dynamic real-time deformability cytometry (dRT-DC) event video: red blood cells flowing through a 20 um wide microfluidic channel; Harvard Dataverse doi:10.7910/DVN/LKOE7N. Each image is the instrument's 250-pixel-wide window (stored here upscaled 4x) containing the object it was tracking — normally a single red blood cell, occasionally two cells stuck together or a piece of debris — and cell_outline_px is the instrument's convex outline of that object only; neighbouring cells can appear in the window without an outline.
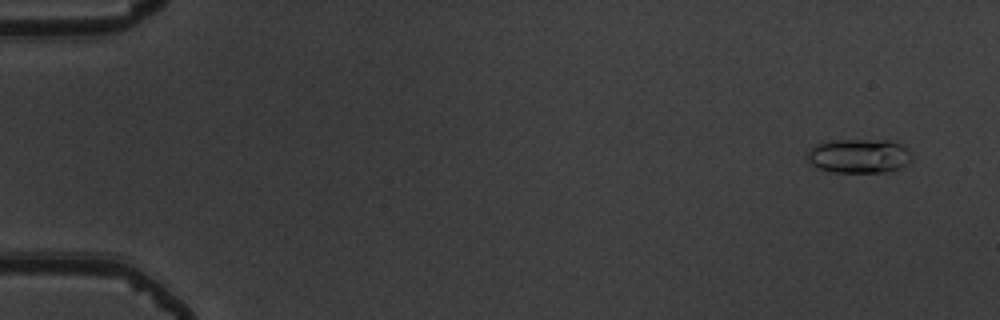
{"species": "common noctule bat (a hibernating species)", "species_latin": "Nyctalus noctula", "temperature_condition": "warm", "stored_images_in_passage": 54, "camera_frame_rate_fps": 3000, "um_per_image_px": 0.085, "animal": {"sex": "male", "body_mass_g": 19.5, "forearm_length_mm": 54.6}, "frame": {"image": 1, "passage_image": 4, "time_ms": 1.0, "image_size_px": [1000, 320], "cell_outline_px": [[912, 160], [908, 164], [900, 168], [884, 172], [832, 172], [816, 168], [808, 160], [808, 152], [816, 144], [832, 140], [888, 140], [900, 144], [908, 148], [912, 156]], "centroid_in_image_um": [73.04, 13.26], "position_along_channel_um": 12.0, "area_um2": 20.92}}
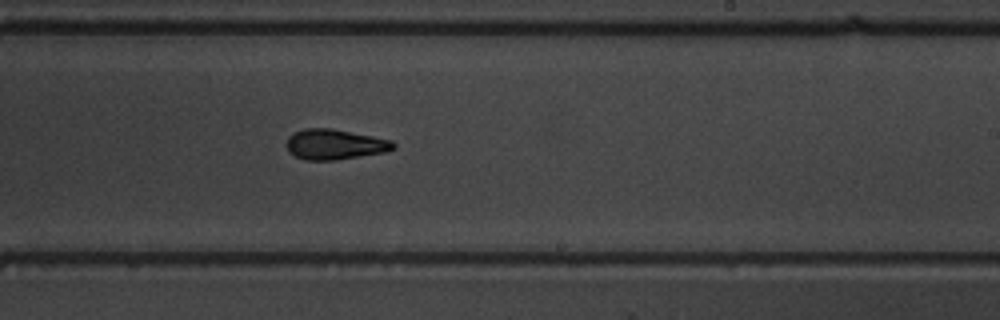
{"frame": {"image": 2, "passage_image": 34, "time_ms": 11.0, "image_size_px": [1000, 320], "cell_outline_px": [[396, 148], [384, 152], [336, 160], [304, 160], [288, 152], [288, 136], [292, 132], [304, 128], [332, 128], [392, 140], [396, 144]], "centroid_in_image_um": [28.45, 12.26], "position_along_channel_um": 260.5, "area_um2": 18.9}}
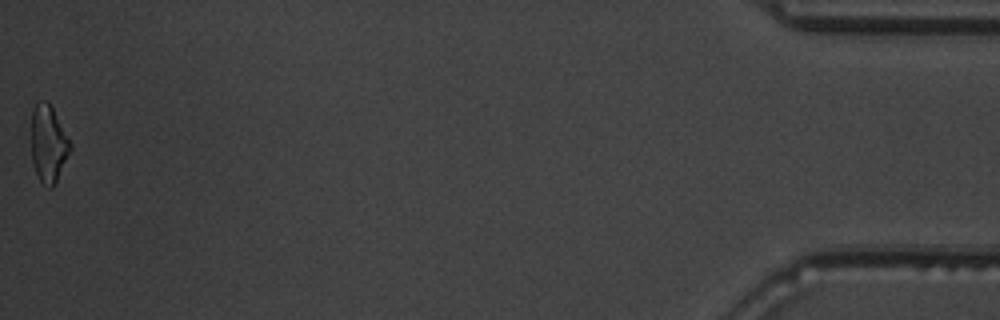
{"frame": {"image": 3, "passage_image": 54, "time_ms": 17.667, "image_size_px": [1000, 320], "cell_outline_px": [[72, 148], [52, 188], [48, 188], [40, 180], [36, 172], [32, 160], [32, 108], [40, 100], [44, 100], [52, 108], [72, 144]], "centroid_in_image_um": [4.11, 12.22], "position_along_channel_um": 431.1, "area_um2": 17.11}, "authors_computed_cell_mechanics": {"area_um2": 18.6694, "velocity_mm_per_s": 3.911, "shape_relaxation_time_tau1_ms": 4.8373, "shape_relaxation_time_tau2_ms": 2.7036, "deformation_change_tau1": 0.1665, "deformation_change_tau2": 0.1215}}